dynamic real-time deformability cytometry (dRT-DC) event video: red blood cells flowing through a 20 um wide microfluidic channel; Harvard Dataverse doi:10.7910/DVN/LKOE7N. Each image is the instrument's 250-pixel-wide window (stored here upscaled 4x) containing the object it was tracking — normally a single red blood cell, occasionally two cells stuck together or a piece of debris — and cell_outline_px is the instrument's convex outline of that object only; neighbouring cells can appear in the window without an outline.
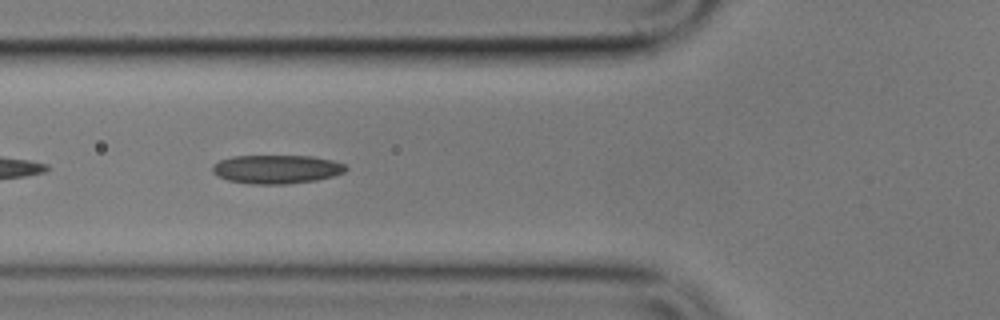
{"species": "common noctule bat (a hibernating species)", "species_latin": "Nyctalus noctula", "temperature_condition": "cold", "stored_images_in_passage": 9, "camera_frame_rate_fps": 3000, "um_per_image_px": 0.085, "animal": {"sex": "male", "body_mass_g": 17.9}, "frame": {"image": 1, "passage_image": 6, "time_ms": 6.333, "image_size_px": [1000, 320], "cell_outline_px": [[348, 168], [344, 172], [332, 176], [316, 180], [284, 184], [252, 184], [228, 180], [212, 172], [212, 164], [220, 160], [232, 156], [312, 156], [332, 160], [344, 164]], "centroid_in_image_um": [23.5, 14.38], "position_along_channel_um": 102.3, "area_um2": 22.2}}
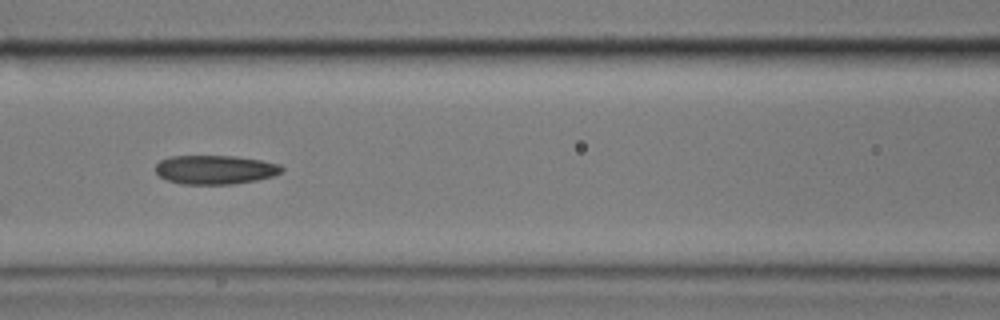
{"frame": {"image": 2, "passage_image": 7, "time_ms": 7.667, "image_size_px": [1000, 320], "cell_outline_px": [[284, 168], [280, 172], [272, 176], [256, 180], [232, 184], [180, 184], [168, 180], [160, 176], [156, 172], [156, 164], [160, 160], [168, 156], [236, 156], [260, 160], [280, 164]], "centroid_in_image_um": [18.27, 14.42], "position_along_channel_um": 148.3, "area_um2": 21.27}}
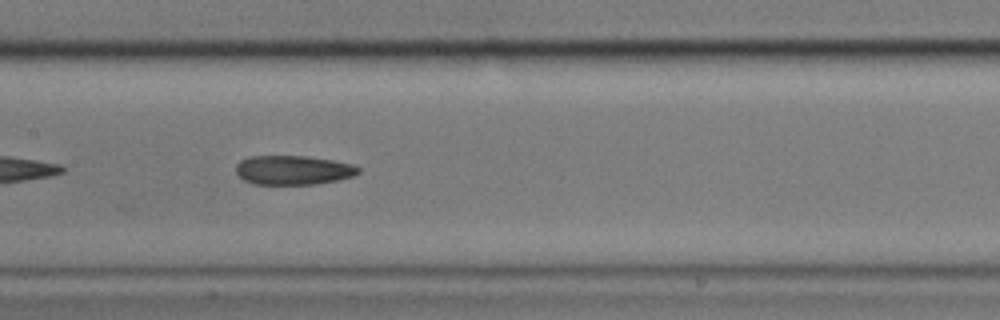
{"frame": {"image": 3, "passage_image": 8, "time_ms": 8.667, "image_size_px": [1000, 320], "cell_outline_px": [[360, 172], [352, 176], [336, 180], [316, 184], [252, 184], [244, 180], [236, 172], [236, 164], [240, 160], [248, 156], [308, 156], [332, 160], [352, 164], [360, 168]], "centroid_in_image_um": [24.89, 14.45], "position_along_channel_um": 182.5, "area_um2": 20.87}}